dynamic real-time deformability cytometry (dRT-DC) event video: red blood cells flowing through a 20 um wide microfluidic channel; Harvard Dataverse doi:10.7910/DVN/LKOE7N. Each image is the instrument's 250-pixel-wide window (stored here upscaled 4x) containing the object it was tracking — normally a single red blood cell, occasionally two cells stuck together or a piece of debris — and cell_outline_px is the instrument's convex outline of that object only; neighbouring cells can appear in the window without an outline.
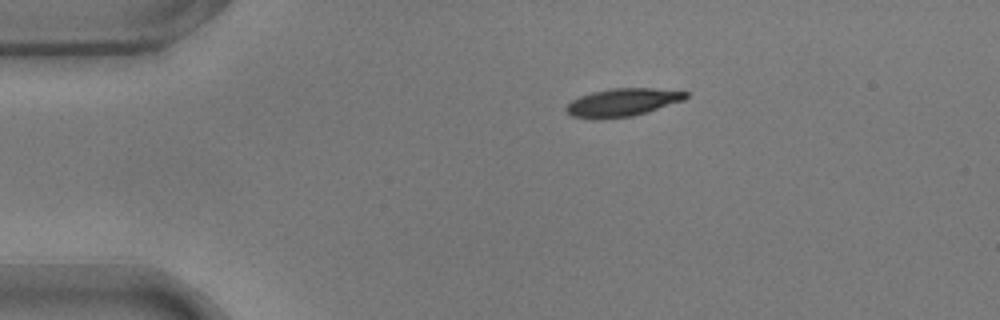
{"species": "common noctule bat (a hibernating species)", "species_latin": "Nyctalus noctula", "temperature_condition": "warm", "stored_images_in_passage": 11, "camera_frame_rate_fps": 3000, "um_per_image_px": 0.085, "animal": {"sex": "male", "body_mass_g": 17.9}, "frame": {"image": 1, "passage_image": 1, "time_ms": 0.0, "image_size_px": [1000, 320], "cell_outline_px": [[688, 96], [684, 100], [632, 116], [572, 116], [564, 108], [572, 100], [580, 96], [592, 92], [612, 88], [652, 88], [688, 92]], "centroid_in_image_um": [52.96, 8.65], "position_along_channel_um": 32.0, "area_um2": 18.5}}
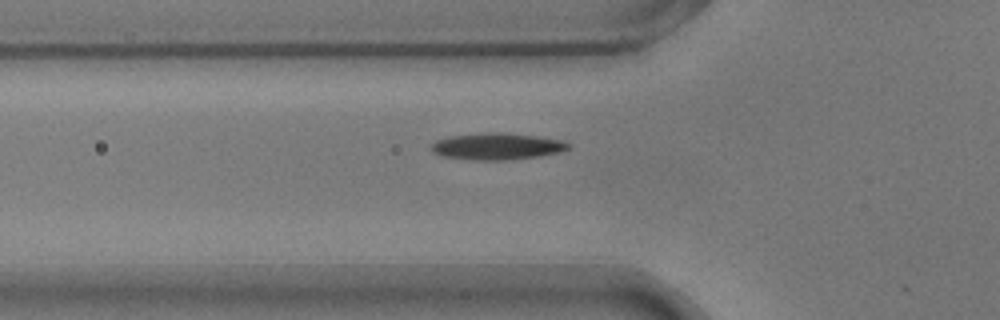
{"frame": {"image": 2, "passage_image": 9, "time_ms": 2.667, "image_size_px": [1000, 320], "cell_outline_px": [[572, 148], [560, 152], [536, 156], [504, 160], [476, 160], [444, 156], [432, 152], [432, 144], [436, 140], [448, 136], [488, 132], [504, 132], [536, 136], [564, 140], [572, 144]], "centroid_in_image_um": [42.29, 12.42], "position_along_channel_um": 83.5, "area_um2": 21.33}}